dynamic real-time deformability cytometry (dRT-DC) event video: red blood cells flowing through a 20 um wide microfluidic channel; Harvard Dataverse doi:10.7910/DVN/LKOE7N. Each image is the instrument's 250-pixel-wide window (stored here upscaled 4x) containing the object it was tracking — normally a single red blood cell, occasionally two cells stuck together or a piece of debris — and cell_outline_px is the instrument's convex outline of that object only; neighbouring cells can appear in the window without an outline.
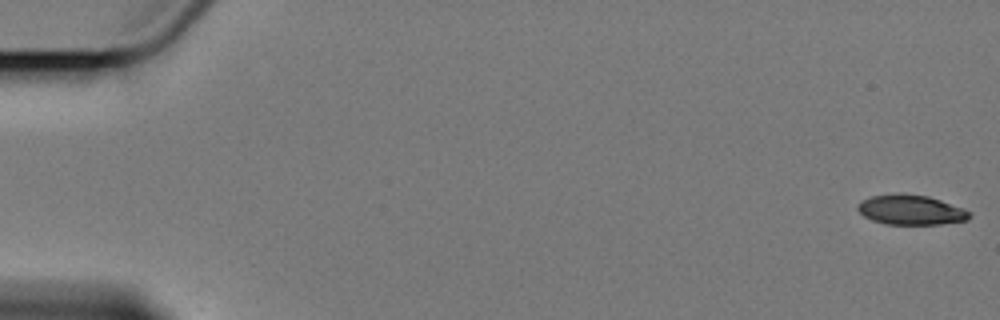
{"species": "Egyptian fruit bat (a non-hibernating species)", "species_latin": "Rousettus aegyptiacus", "temperature_condition": "cold", "stored_images_in_passage": 5, "camera_frame_rate_fps": 3000, "um_per_image_px": 0.085, "animal": {"sex": "female"}, "frame": {"image": 1, "passage_image": 1, "time_ms": 0.0, "image_size_px": [1000, 320], "cell_outline_px": [[972, 216], [968, 220], [940, 224], [884, 224], [872, 220], [864, 216], [856, 208], [856, 204], [860, 200], [868, 196], [896, 192], [904, 192], [928, 196], [964, 208], [972, 212]], "centroid_in_image_um": [77.39, 17.81], "position_along_channel_um": 7.6, "area_um2": 20.0}}
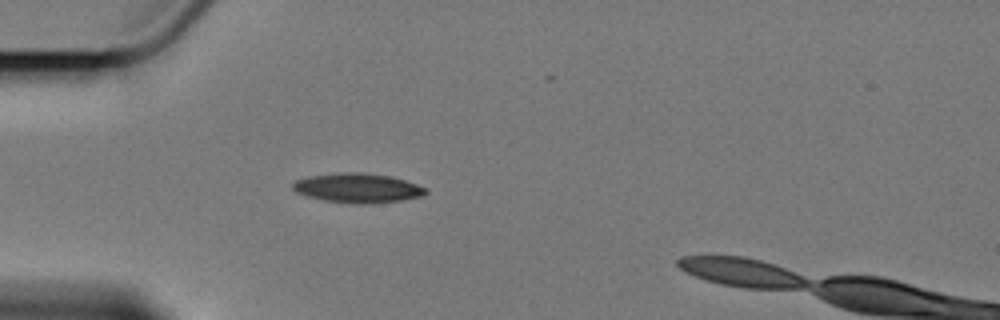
{"frame": {"image": 2, "passage_image": 5, "time_ms": 5.667, "image_size_px": [1000, 320], "cell_outline_px": [[428, 192], [424, 196], [400, 200], [364, 204], [356, 204], [324, 200], [308, 196], [296, 192], [292, 188], [292, 184], [296, 180], [308, 176], [340, 172], [364, 172], [392, 176], [428, 188]], "centroid_in_image_um": [30.42, 15.97], "position_along_channel_um": 54.6, "area_um2": 22.89}}